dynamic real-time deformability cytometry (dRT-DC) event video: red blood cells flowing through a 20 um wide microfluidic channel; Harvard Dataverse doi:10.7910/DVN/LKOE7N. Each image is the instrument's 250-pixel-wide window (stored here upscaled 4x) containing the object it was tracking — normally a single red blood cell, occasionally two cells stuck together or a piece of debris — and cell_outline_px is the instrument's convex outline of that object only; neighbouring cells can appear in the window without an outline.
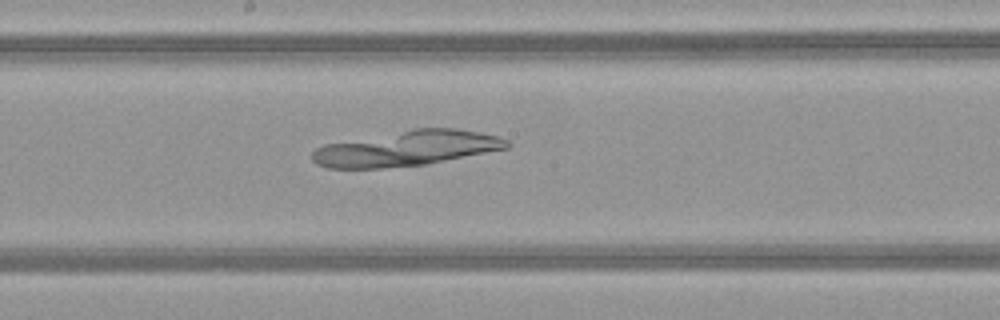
{"species": "common noctule bat (a hibernating species)", "species_latin": "Nyctalus noctula", "temperature_condition": "warm", "stored_images_in_passage": 49, "camera_frame_rate_fps": 3000, "um_per_image_px": 0.085, "animal": {"sex": "female", "body_mass_g": 21.9}, "frame": {"image": 1, "passage_image": 26, "time_ms": 8.333, "image_size_px": [1000, 320], "cell_outline_px": [[512, 144], [508, 148], [424, 164], [380, 168], [328, 168], [316, 164], [312, 160], [312, 152], [316, 148], [324, 144], [412, 128], [456, 128], [480, 132], [496, 136], [508, 140]], "centroid_in_image_um": [34.54, 12.6], "position_along_channel_um": 213.7, "area_um2": 39.82}}
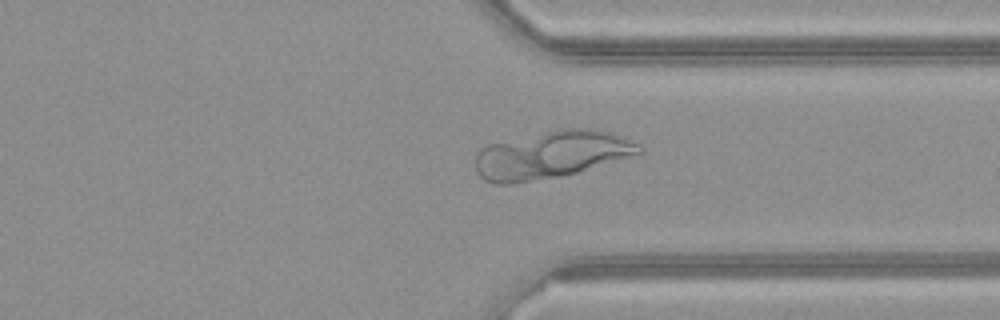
{"frame": {"image": 2, "passage_image": 37, "time_ms": 12.0, "image_size_px": [1000, 320], "cell_outline_px": [[644, 152], [632, 156], [576, 172], [560, 176], [512, 184], [496, 184], [484, 180], [476, 172], [476, 156], [480, 148], [488, 144], [564, 128], [588, 128], [608, 132], [620, 136], [640, 144], [644, 148]], "centroid_in_image_um": [46.86, 13.16], "position_along_channel_um": 364.5, "area_um2": 44.91}}